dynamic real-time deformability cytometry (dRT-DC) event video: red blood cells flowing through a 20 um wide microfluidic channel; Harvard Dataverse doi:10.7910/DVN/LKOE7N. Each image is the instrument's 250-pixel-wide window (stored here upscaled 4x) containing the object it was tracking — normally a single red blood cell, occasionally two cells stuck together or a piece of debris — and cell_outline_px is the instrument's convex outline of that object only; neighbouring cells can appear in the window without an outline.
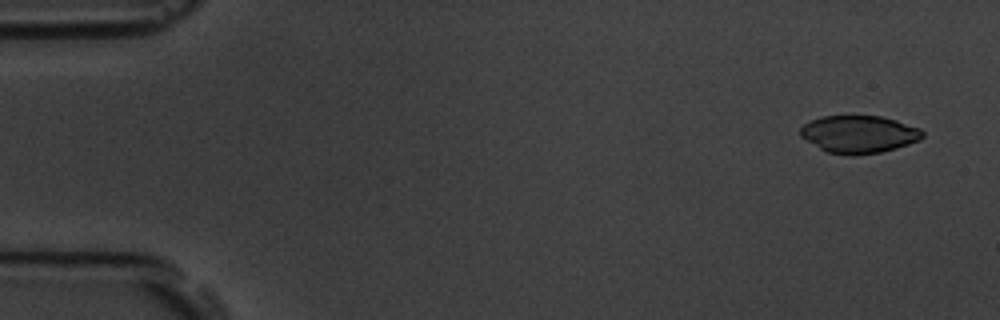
{"species": "common noctule bat (a hibernating species)", "species_latin": "Nyctalus noctula", "temperature_condition": "room temperature", "stored_images_in_passage": 4, "camera_frame_rate_fps": 3000, "um_per_image_px": 0.085, "animal": {"sex": "male", "body_mass_g": 19.5, "forearm_length_mm": 54.6}, "frame": {"image": 1, "passage_image": 1, "time_ms": 0.0, "image_size_px": [1000, 320], "cell_outline_px": [[924, 136], [920, 140], [896, 148], [880, 152], [852, 156], [848, 156], [828, 152], [820, 148], [800, 136], [800, 128], [804, 124], [820, 116], [880, 116], [896, 120], [920, 128], [924, 132]], "centroid_in_image_um": [73.02, 11.41], "position_along_channel_um": 12.0, "area_um2": 26.7}}
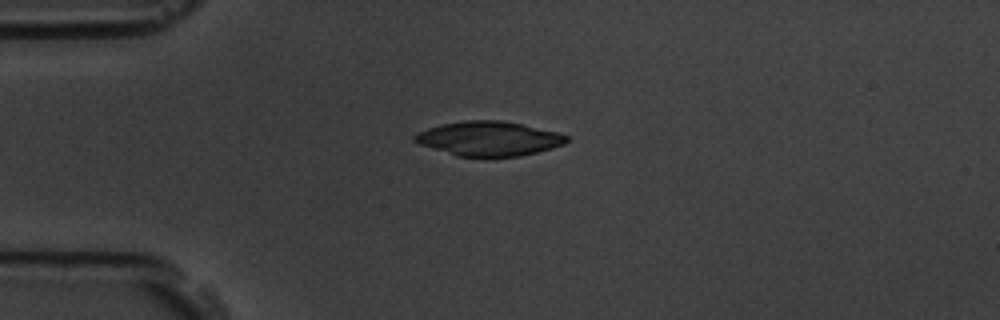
{"frame": {"image": 2, "passage_image": 4, "time_ms": 3.667, "image_size_px": [1000, 320], "cell_outline_px": [[568, 140], [564, 144], [552, 148], [520, 156], [480, 160], [456, 156], [420, 144], [412, 140], [412, 136], [416, 132], [428, 128], [444, 124], [464, 120], [500, 120], [524, 124], [556, 132], [568, 136]], "centroid_in_image_um": [41.53, 11.82], "position_along_channel_um": 43.5, "area_um2": 31.27}}